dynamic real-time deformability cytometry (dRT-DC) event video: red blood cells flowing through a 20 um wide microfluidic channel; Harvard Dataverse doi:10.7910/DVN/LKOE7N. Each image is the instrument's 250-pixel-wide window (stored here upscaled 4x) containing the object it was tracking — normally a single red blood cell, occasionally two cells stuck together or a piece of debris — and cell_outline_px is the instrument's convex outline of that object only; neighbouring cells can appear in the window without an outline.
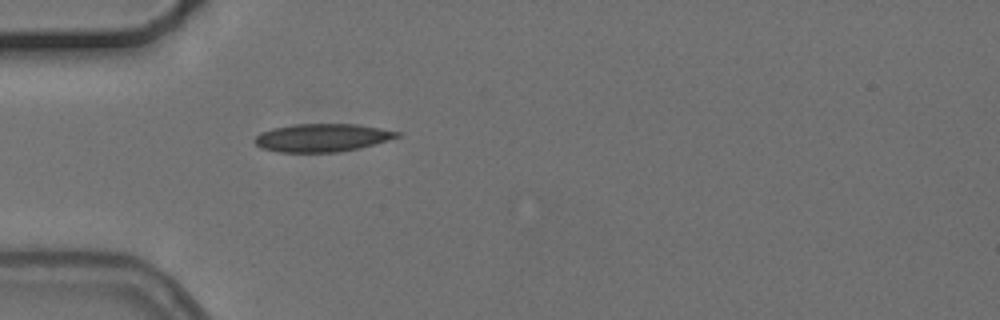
{"species": "common noctule bat (a hibernating species)", "species_latin": "Nyctalus noctula", "temperature_condition": "cold", "stored_images_in_passage": 5, "camera_frame_rate_fps": 3000, "um_per_image_px": 0.085, "animal": {"sex": "female", "body_mass_g": 24.6, "forearm_length_mm": 56.2}, "frame": {"image": 1, "passage_image": 5, "time_ms": 4.667, "image_size_px": [1000, 320], "cell_outline_px": [[400, 136], [388, 140], [360, 148], [336, 152], [276, 152], [260, 148], [252, 140], [260, 132], [272, 128], [292, 124], [356, 124], [380, 128], [400, 132]], "centroid_in_image_um": [27.33, 11.7], "position_along_channel_um": 57.7, "area_um2": 23.35}}